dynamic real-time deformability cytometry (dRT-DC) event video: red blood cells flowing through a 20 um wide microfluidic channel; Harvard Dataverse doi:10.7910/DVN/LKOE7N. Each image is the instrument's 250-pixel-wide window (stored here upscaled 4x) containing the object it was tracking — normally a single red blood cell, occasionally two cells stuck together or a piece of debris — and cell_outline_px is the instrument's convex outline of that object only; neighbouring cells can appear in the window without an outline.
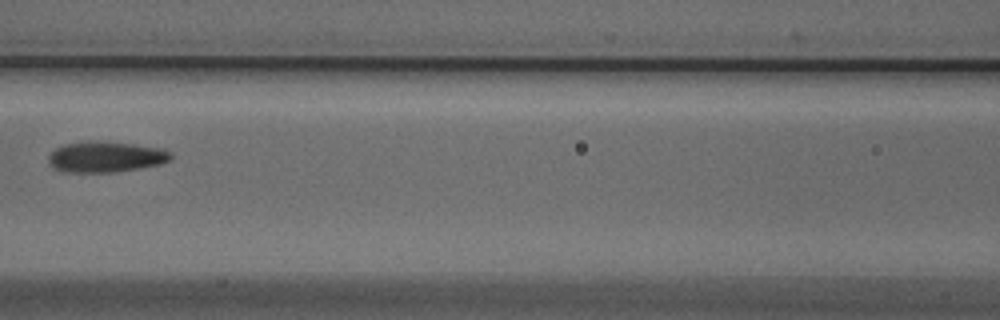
{"species": "Egyptian fruit bat (a non-hibernating species)", "species_latin": "Rousettus aegyptiacus", "temperature_condition": "cold", "stored_images_in_passage": 20, "camera_frame_rate_fps": 3000, "um_per_image_px": 0.085, "animal": {"sex": "male"}, "frame": {"image": 1, "passage_image": 4, "time_ms": 1.0, "image_size_px": [1000, 320], "cell_outline_px": [[172, 160], [160, 164], [140, 168], [116, 172], [64, 172], [52, 168], [48, 160], [48, 156], [56, 148], [64, 144], [84, 140], [104, 140], [136, 144], [164, 148], [172, 152]], "centroid_in_image_um": [9.01, 13.31], "position_along_channel_um": 157.6, "area_um2": 22.6}}
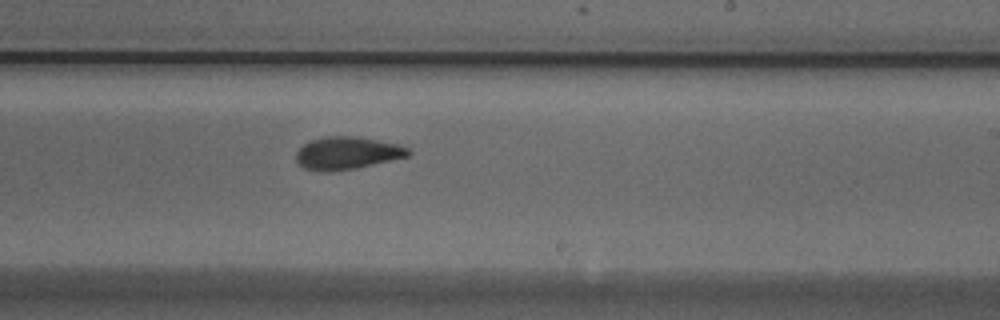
{"frame": {"image": 2, "passage_image": 12, "time_ms": 3.667, "image_size_px": [1000, 320], "cell_outline_px": [[412, 152], [408, 156], [356, 168], [324, 172], [320, 172], [304, 168], [296, 160], [296, 152], [308, 140], [324, 136], [360, 136], [400, 144], [408, 148]], "centroid_in_image_um": [29.5, 12.99], "position_along_channel_um": 259.5, "area_um2": 21.5}}
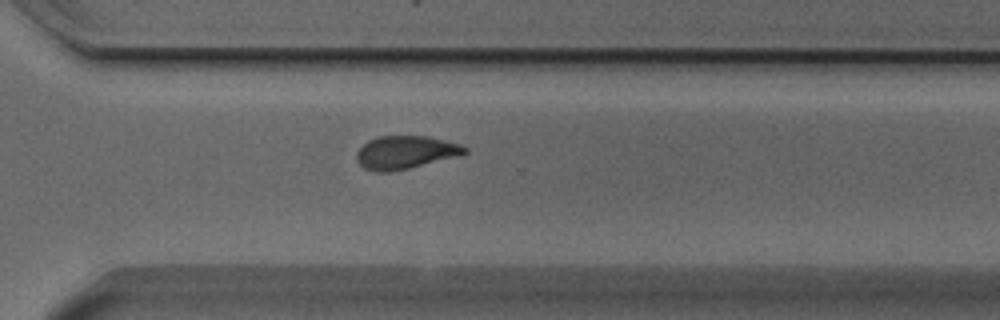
{"frame": {"image": 3, "passage_image": 18, "time_ms": 5.667, "image_size_px": [1000, 320], "cell_outline_px": [[468, 152], [460, 156], [408, 168], [388, 172], [372, 172], [364, 168], [356, 160], [356, 152], [368, 140], [376, 136], [428, 136], [460, 144], [468, 148]], "centroid_in_image_um": [34.46, 12.95], "position_along_channel_um": 336.1, "area_um2": 20.98}}